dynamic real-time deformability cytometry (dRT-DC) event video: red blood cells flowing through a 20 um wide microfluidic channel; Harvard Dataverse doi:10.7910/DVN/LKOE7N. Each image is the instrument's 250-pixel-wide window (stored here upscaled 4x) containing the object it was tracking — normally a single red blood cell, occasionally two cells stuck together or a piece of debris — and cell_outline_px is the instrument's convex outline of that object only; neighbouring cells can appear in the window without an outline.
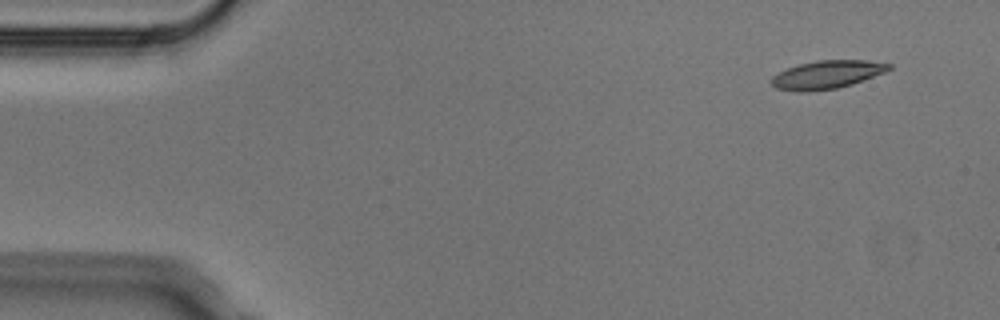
{"species": "Egyptian fruit bat (a non-hibernating species)", "species_latin": "Rousettus aegyptiacus", "temperature_condition": "cold", "stored_images_in_passage": 4, "camera_frame_rate_fps": 3000, "um_per_image_px": 0.085, "animal": {"sex": "male"}, "frame": {"image": 1, "passage_image": 1, "time_ms": 0.0, "image_size_px": [1000, 320], "cell_outline_px": [[892, 68], [884, 72], [852, 84], [836, 88], [804, 92], [796, 92], [776, 88], [772, 84], [772, 76], [788, 68], [800, 64], [816, 60], [868, 60], [892, 64]], "centroid_in_image_um": [70.3, 6.34], "position_along_channel_um": 14.7, "area_um2": 19.13}}
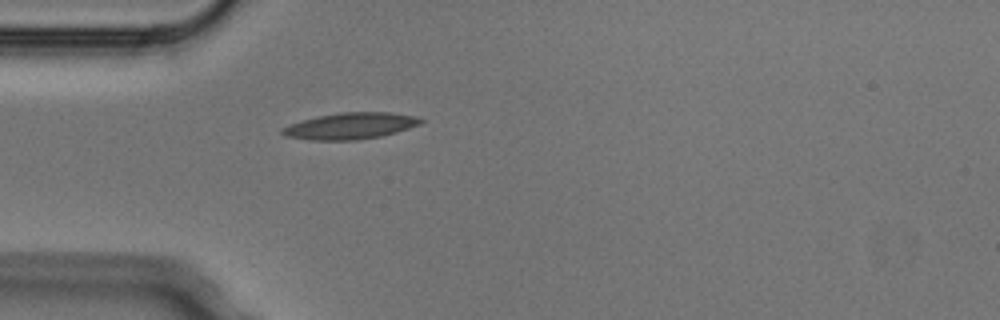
{"frame": {"image": 2, "passage_image": 4, "time_ms": 1.0, "image_size_px": [1000, 320], "cell_outline_px": [[424, 120], [420, 124], [396, 132], [380, 136], [356, 140], [308, 140], [288, 136], [280, 132], [280, 128], [304, 120], [320, 116], [340, 112], [388, 112], [412, 116]], "centroid_in_image_um": [29.77, 10.71], "position_along_channel_um": 55.2, "area_um2": 20.92}}